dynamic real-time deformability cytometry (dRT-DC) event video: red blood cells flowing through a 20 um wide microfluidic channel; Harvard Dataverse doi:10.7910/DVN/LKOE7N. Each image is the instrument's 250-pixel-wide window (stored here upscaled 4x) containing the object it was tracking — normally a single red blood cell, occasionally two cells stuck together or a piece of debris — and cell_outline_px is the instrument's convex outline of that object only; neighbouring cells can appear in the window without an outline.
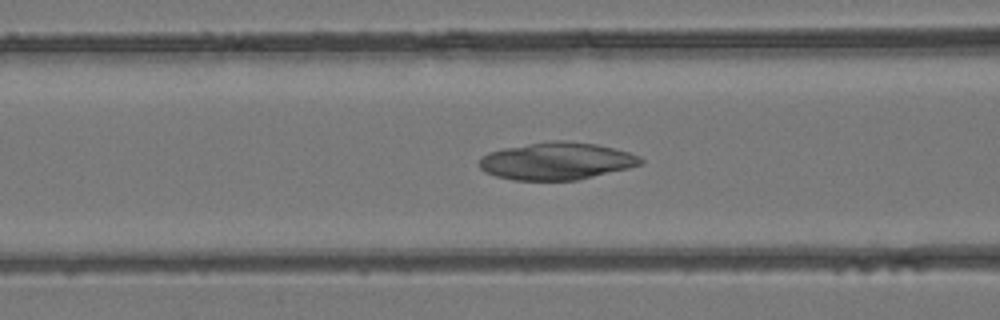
{"species": "common noctule bat (a hibernating species)", "species_latin": "Nyctalus noctula", "temperature_condition": "room temperature", "stored_images_in_passage": 30, "camera_frame_rate_fps": 3000, "um_per_image_px": 0.085, "animal": {"sex": "female", "body_mass_g": 24.6, "forearm_length_mm": 56.2}, "frame": {"image": 1, "passage_image": 12, "time_ms": 3.667, "image_size_px": [1000, 320], "cell_outline_px": [[644, 164], [628, 168], [576, 180], [512, 180], [496, 176], [484, 172], [480, 168], [480, 156], [488, 152], [504, 148], [552, 140], [564, 140], [596, 144], [628, 152], [640, 156], [644, 160]], "centroid_in_image_um": [47.3, 13.69], "position_along_channel_um": 119.3, "area_um2": 35.08}}
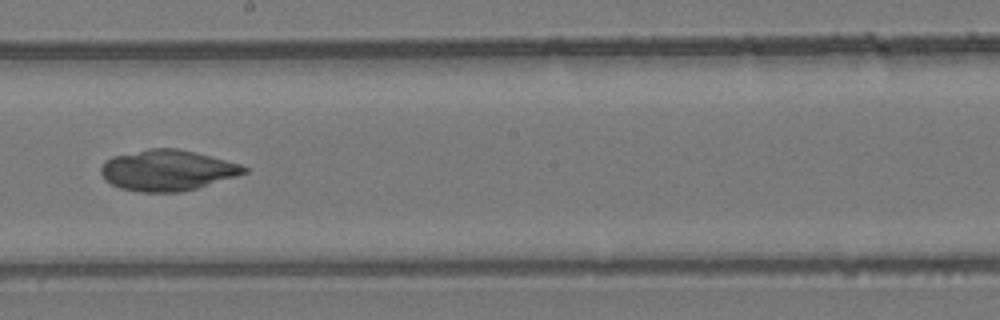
{"frame": {"image": 2, "passage_image": 19, "time_ms": 6.0, "image_size_px": [1000, 320], "cell_outline_px": [[248, 172], [236, 176], [196, 188], [180, 192], [140, 192], [120, 188], [104, 180], [100, 172], [100, 168], [104, 160], [112, 156], [148, 148], [176, 148], [196, 152], [240, 164], [248, 168]], "centroid_in_image_um": [14.18, 14.47], "position_along_channel_um": 234.0, "area_um2": 34.1}}
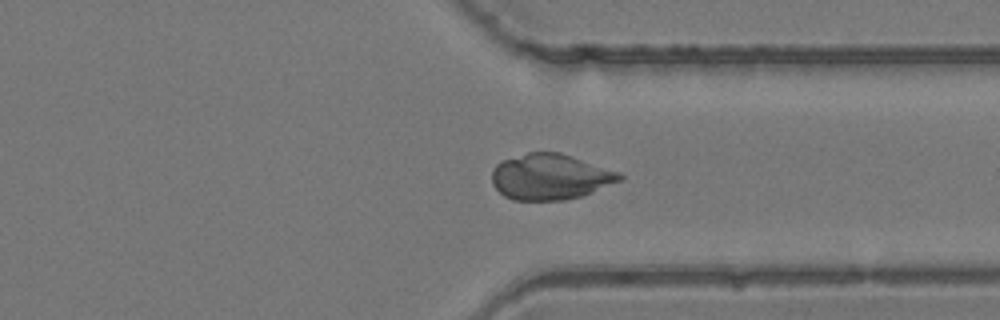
{"frame": {"image": 3, "passage_image": 27, "time_ms": 8.667, "image_size_px": [1000, 320], "cell_outline_px": [[624, 176], [620, 180], [592, 192], [580, 196], [564, 200], [512, 200], [504, 196], [492, 184], [492, 172], [496, 164], [500, 160], [528, 152], [560, 152], [620, 172]], "centroid_in_image_um": [46.73, 15.02], "position_along_channel_um": 364.7, "area_um2": 34.04}}